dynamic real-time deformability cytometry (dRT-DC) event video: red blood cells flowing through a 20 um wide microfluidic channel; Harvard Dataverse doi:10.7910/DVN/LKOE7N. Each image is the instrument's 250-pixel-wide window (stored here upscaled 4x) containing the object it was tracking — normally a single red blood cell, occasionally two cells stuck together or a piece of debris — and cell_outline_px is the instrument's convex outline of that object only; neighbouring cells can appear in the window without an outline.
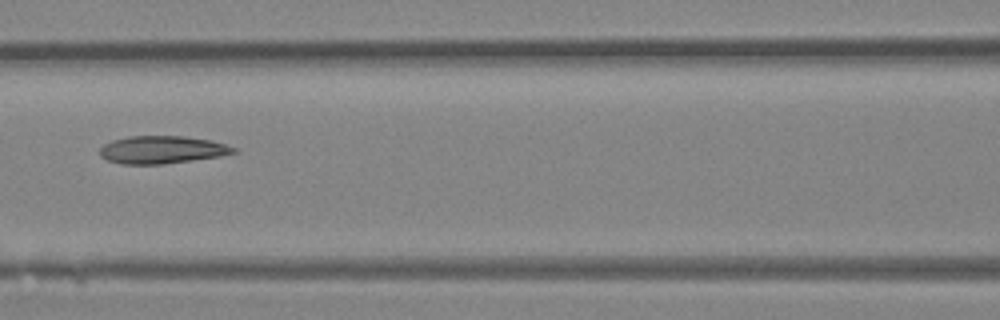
{"species": "Egyptian fruit bat (a non-hibernating species)", "species_latin": "Rousettus aegyptiacus", "temperature_condition": "room temperature", "stored_images_in_passage": 7, "camera_frame_rate_fps": 3000, "um_per_image_px": 0.085, "animal": {"sex": "female"}, "frame": {"image": 1, "passage_image": 6, "time_ms": 1.667, "image_size_px": [1000, 320], "cell_outline_px": [[236, 152], [220, 156], [164, 164], [120, 164], [108, 160], [100, 156], [100, 148], [104, 144], [112, 140], [128, 136], [184, 136], [208, 140], [224, 144], [236, 148]], "centroid_in_image_um": [13.73, 12.73], "position_along_channel_um": 152.9, "area_um2": 21.44}}
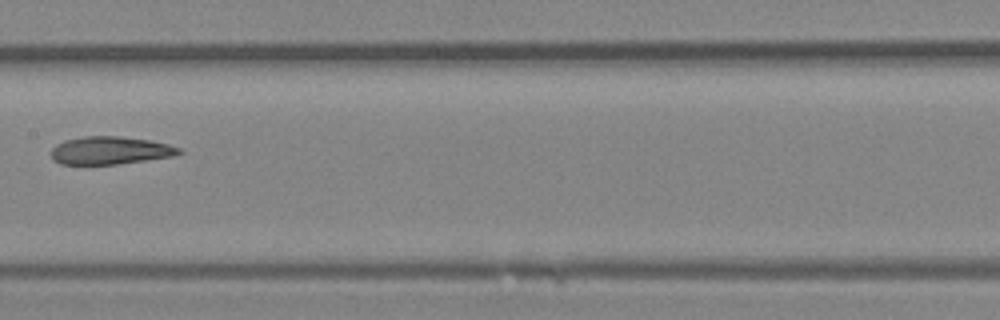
{"frame": {"image": 2, "passage_image": 7, "time_ms": 2.0, "image_size_px": [1000, 320], "cell_outline_px": [[184, 152], [172, 156], [116, 164], [60, 164], [52, 160], [52, 148], [56, 144], [64, 140], [84, 136], [120, 136], [148, 140], [168, 144], [180, 148]], "centroid_in_image_um": [9.34, 12.78], "position_along_channel_um": 198.1, "area_um2": 20.63}}